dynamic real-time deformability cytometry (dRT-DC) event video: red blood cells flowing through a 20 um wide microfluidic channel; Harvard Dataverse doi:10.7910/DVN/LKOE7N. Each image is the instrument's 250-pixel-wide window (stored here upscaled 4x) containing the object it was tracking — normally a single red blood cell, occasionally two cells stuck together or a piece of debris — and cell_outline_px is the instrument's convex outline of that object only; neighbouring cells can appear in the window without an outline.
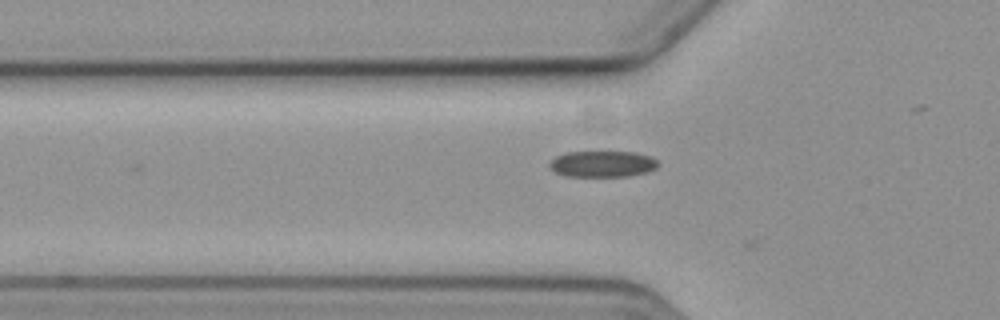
{"species": "common noctule bat (a hibernating species)", "species_latin": "Nyctalus noctula", "temperature_condition": "cold", "stored_images_in_passage": 8, "camera_frame_rate_fps": 3000, "um_per_image_px": 0.085, "animal": {"sex": "female", "body_mass_g": 19.3, "forearm_length_mm": 54.1}, "frame": {"image": 1, "passage_image": 6, "time_ms": 6.0, "image_size_px": [1000, 320], "cell_outline_px": [[660, 164], [656, 168], [648, 172], [628, 176], [564, 176], [556, 172], [548, 164], [556, 156], [568, 152], [636, 152], [652, 156]], "centroid_in_image_um": [51.26, 13.93], "position_along_channel_um": 74.5, "area_um2": 16.59}}
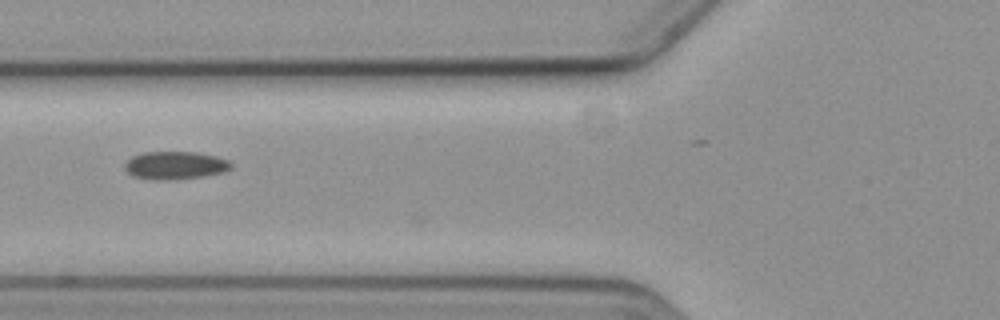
{"frame": {"image": 2, "passage_image": 7, "time_ms": 7.0, "image_size_px": [1000, 320], "cell_outline_px": [[232, 168], [224, 172], [204, 176], [172, 180], [156, 180], [132, 176], [124, 168], [124, 164], [132, 156], [144, 152], [196, 152], [216, 156], [228, 160], [232, 164]], "centroid_in_image_um": [14.89, 14.06], "position_along_channel_um": 110.9, "area_um2": 17.4}}
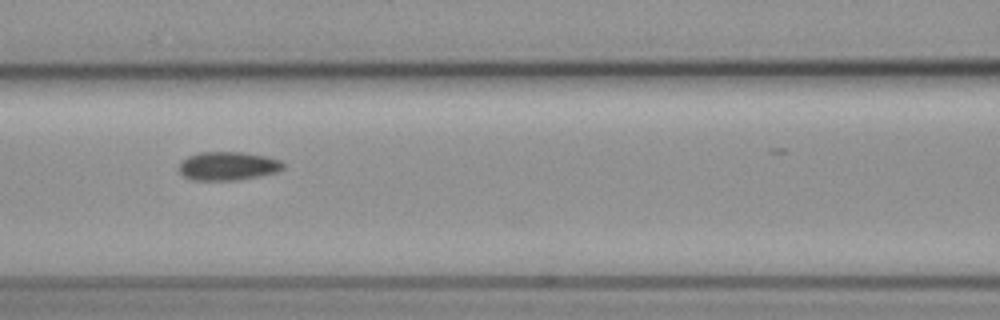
{"frame": {"image": 3, "passage_image": 8, "time_ms": 8.0, "image_size_px": [1000, 320], "cell_outline_px": [[284, 168], [276, 172], [236, 180], [192, 180], [184, 176], [176, 168], [188, 156], [200, 152], [240, 152], [264, 156], [280, 160], [284, 164]], "centroid_in_image_um": [19.34, 14.11], "position_along_channel_um": 147.3, "area_um2": 17.17}}